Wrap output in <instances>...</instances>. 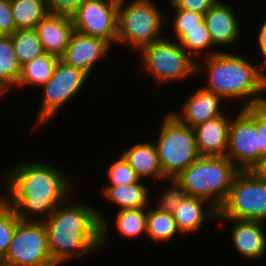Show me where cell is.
Returning a JSON list of instances; mask_svg holds the SVG:
<instances>
[{
  "label": "cell",
  "mask_w": 266,
  "mask_h": 266,
  "mask_svg": "<svg viewBox=\"0 0 266 266\" xmlns=\"http://www.w3.org/2000/svg\"><path fill=\"white\" fill-rule=\"evenodd\" d=\"M9 172L3 180L9 196L3 199L22 221H30L34 216H39L38 221L41 216L47 218L57 206L70 199L71 185L57 167L36 160L17 165Z\"/></svg>",
  "instance_id": "cell-1"
},
{
  "label": "cell",
  "mask_w": 266,
  "mask_h": 266,
  "mask_svg": "<svg viewBox=\"0 0 266 266\" xmlns=\"http://www.w3.org/2000/svg\"><path fill=\"white\" fill-rule=\"evenodd\" d=\"M67 203L57 206L47 218H41L55 266L72 256L82 257L99 250L108 233V224L101 212L80 203Z\"/></svg>",
  "instance_id": "cell-2"
},
{
  "label": "cell",
  "mask_w": 266,
  "mask_h": 266,
  "mask_svg": "<svg viewBox=\"0 0 266 266\" xmlns=\"http://www.w3.org/2000/svg\"><path fill=\"white\" fill-rule=\"evenodd\" d=\"M212 52V53H210ZM206 53L205 65L208 76L207 86L203 89L229 99H248L243 107L257 106L266 103V98L258 95L266 90V66L248 63L241 56L230 52L210 51ZM261 67V68H258Z\"/></svg>",
  "instance_id": "cell-3"
},
{
  "label": "cell",
  "mask_w": 266,
  "mask_h": 266,
  "mask_svg": "<svg viewBox=\"0 0 266 266\" xmlns=\"http://www.w3.org/2000/svg\"><path fill=\"white\" fill-rule=\"evenodd\" d=\"M240 169L227 156H199L175 180L187 196L208 201L219 209Z\"/></svg>",
  "instance_id": "cell-4"
},
{
  "label": "cell",
  "mask_w": 266,
  "mask_h": 266,
  "mask_svg": "<svg viewBox=\"0 0 266 266\" xmlns=\"http://www.w3.org/2000/svg\"><path fill=\"white\" fill-rule=\"evenodd\" d=\"M217 218L266 220V179L258 170H240L236 174Z\"/></svg>",
  "instance_id": "cell-5"
},
{
  "label": "cell",
  "mask_w": 266,
  "mask_h": 266,
  "mask_svg": "<svg viewBox=\"0 0 266 266\" xmlns=\"http://www.w3.org/2000/svg\"><path fill=\"white\" fill-rule=\"evenodd\" d=\"M155 144L163 175L174 179L199 156L193 128L179 122L171 113L163 117Z\"/></svg>",
  "instance_id": "cell-6"
},
{
  "label": "cell",
  "mask_w": 266,
  "mask_h": 266,
  "mask_svg": "<svg viewBox=\"0 0 266 266\" xmlns=\"http://www.w3.org/2000/svg\"><path fill=\"white\" fill-rule=\"evenodd\" d=\"M124 1L126 0H119L118 5L116 42H126L140 51L144 46L161 38V26L167 20L151 0H133L127 5H124Z\"/></svg>",
  "instance_id": "cell-7"
},
{
  "label": "cell",
  "mask_w": 266,
  "mask_h": 266,
  "mask_svg": "<svg viewBox=\"0 0 266 266\" xmlns=\"http://www.w3.org/2000/svg\"><path fill=\"white\" fill-rule=\"evenodd\" d=\"M142 69L158 85L179 81L203 69L177 41L160 38L140 50Z\"/></svg>",
  "instance_id": "cell-8"
},
{
  "label": "cell",
  "mask_w": 266,
  "mask_h": 266,
  "mask_svg": "<svg viewBox=\"0 0 266 266\" xmlns=\"http://www.w3.org/2000/svg\"><path fill=\"white\" fill-rule=\"evenodd\" d=\"M4 260L10 266H55L43 221H20Z\"/></svg>",
  "instance_id": "cell-9"
},
{
  "label": "cell",
  "mask_w": 266,
  "mask_h": 266,
  "mask_svg": "<svg viewBox=\"0 0 266 266\" xmlns=\"http://www.w3.org/2000/svg\"><path fill=\"white\" fill-rule=\"evenodd\" d=\"M88 77L83 70L69 66L59 59L53 75L42 85L43 100L35 128L54 118L63 105L83 88Z\"/></svg>",
  "instance_id": "cell-10"
},
{
  "label": "cell",
  "mask_w": 266,
  "mask_h": 266,
  "mask_svg": "<svg viewBox=\"0 0 266 266\" xmlns=\"http://www.w3.org/2000/svg\"><path fill=\"white\" fill-rule=\"evenodd\" d=\"M235 120L230 122L226 156L240 170H257L260 167V147L254 106L243 107Z\"/></svg>",
  "instance_id": "cell-11"
},
{
  "label": "cell",
  "mask_w": 266,
  "mask_h": 266,
  "mask_svg": "<svg viewBox=\"0 0 266 266\" xmlns=\"http://www.w3.org/2000/svg\"><path fill=\"white\" fill-rule=\"evenodd\" d=\"M118 5L119 0H84L71 16L75 31L115 43Z\"/></svg>",
  "instance_id": "cell-12"
},
{
  "label": "cell",
  "mask_w": 266,
  "mask_h": 266,
  "mask_svg": "<svg viewBox=\"0 0 266 266\" xmlns=\"http://www.w3.org/2000/svg\"><path fill=\"white\" fill-rule=\"evenodd\" d=\"M110 45L102 38L74 31L60 60L90 75L92 67L108 53Z\"/></svg>",
  "instance_id": "cell-13"
},
{
  "label": "cell",
  "mask_w": 266,
  "mask_h": 266,
  "mask_svg": "<svg viewBox=\"0 0 266 266\" xmlns=\"http://www.w3.org/2000/svg\"><path fill=\"white\" fill-rule=\"evenodd\" d=\"M222 97L202 87L184 102L181 114L170 112L179 122L191 128L224 115L220 109Z\"/></svg>",
  "instance_id": "cell-14"
},
{
  "label": "cell",
  "mask_w": 266,
  "mask_h": 266,
  "mask_svg": "<svg viewBox=\"0 0 266 266\" xmlns=\"http://www.w3.org/2000/svg\"><path fill=\"white\" fill-rule=\"evenodd\" d=\"M230 122L221 115L193 128L200 156H226Z\"/></svg>",
  "instance_id": "cell-15"
},
{
  "label": "cell",
  "mask_w": 266,
  "mask_h": 266,
  "mask_svg": "<svg viewBox=\"0 0 266 266\" xmlns=\"http://www.w3.org/2000/svg\"><path fill=\"white\" fill-rule=\"evenodd\" d=\"M230 5L218 0L205 14L204 22L214 46H229L239 39L240 26Z\"/></svg>",
  "instance_id": "cell-16"
},
{
  "label": "cell",
  "mask_w": 266,
  "mask_h": 266,
  "mask_svg": "<svg viewBox=\"0 0 266 266\" xmlns=\"http://www.w3.org/2000/svg\"><path fill=\"white\" fill-rule=\"evenodd\" d=\"M36 30L46 53L60 57L75 31L70 16L49 14L41 20Z\"/></svg>",
  "instance_id": "cell-17"
},
{
  "label": "cell",
  "mask_w": 266,
  "mask_h": 266,
  "mask_svg": "<svg viewBox=\"0 0 266 266\" xmlns=\"http://www.w3.org/2000/svg\"><path fill=\"white\" fill-rule=\"evenodd\" d=\"M229 220L234 222L231 235L235 249L249 260L262 258L266 253V233L261 228L263 222Z\"/></svg>",
  "instance_id": "cell-18"
},
{
  "label": "cell",
  "mask_w": 266,
  "mask_h": 266,
  "mask_svg": "<svg viewBox=\"0 0 266 266\" xmlns=\"http://www.w3.org/2000/svg\"><path fill=\"white\" fill-rule=\"evenodd\" d=\"M205 202L207 201L198 197L186 196L171 212L182 234L193 233L201 228L206 219L217 218L218 210L212 205L207 208L209 210H204Z\"/></svg>",
  "instance_id": "cell-19"
},
{
  "label": "cell",
  "mask_w": 266,
  "mask_h": 266,
  "mask_svg": "<svg viewBox=\"0 0 266 266\" xmlns=\"http://www.w3.org/2000/svg\"><path fill=\"white\" fill-rule=\"evenodd\" d=\"M122 156L141 180L148 177H152L155 181L167 179L163 175L155 144L136 143L126 149Z\"/></svg>",
  "instance_id": "cell-20"
},
{
  "label": "cell",
  "mask_w": 266,
  "mask_h": 266,
  "mask_svg": "<svg viewBox=\"0 0 266 266\" xmlns=\"http://www.w3.org/2000/svg\"><path fill=\"white\" fill-rule=\"evenodd\" d=\"M148 187L141 182V179L129 185H107L102 189L106 199L111 200L122 209L147 208L150 204L148 200Z\"/></svg>",
  "instance_id": "cell-21"
},
{
  "label": "cell",
  "mask_w": 266,
  "mask_h": 266,
  "mask_svg": "<svg viewBox=\"0 0 266 266\" xmlns=\"http://www.w3.org/2000/svg\"><path fill=\"white\" fill-rule=\"evenodd\" d=\"M59 59L56 55L46 53L23 64L17 86L44 85L53 75Z\"/></svg>",
  "instance_id": "cell-22"
},
{
  "label": "cell",
  "mask_w": 266,
  "mask_h": 266,
  "mask_svg": "<svg viewBox=\"0 0 266 266\" xmlns=\"http://www.w3.org/2000/svg\"><path fill=\"white\" fill-rule=\"evenodd\" d=\"M21 74L11 36L0 37V91L6 95L13 85L16 87ZM7 91V92H6Z\"/></svg>",
  "instance_id": "cell-23"
},
{
  "label": "cell",
  "mask_w": 266,
  "mask_h": 266,
  "mask_svg": "<svg viewBox=\"0 0 266 266\" xmlns=\"http://www.w3.org/2000/svg\"><path fill=\"white\" fill-rule=\"evenodd\" d=\"M16 29L36 28L48 15L45 0H11Z\"/></svg>",
  "instance_id": "cell-24"
},
{
  "label": "cell",
  "mask_w": 266,
  "mask_h": 266,
  "mask_svg": "<svg viewBox=\"0 0 266 266\" xmlns=\"http://www.w3.org/2000/svg\"><path fill=\"white\" fill-rule=\"evenodd\" d=\"M11 38L21 66L46 54L36 28L18 29L11 35Z\"/></svg>",
  "instance_id": "cell-25"
},
{
  "label": "cell",
  "mask_w": 266,
  "mask_h": 266,
  "mask_svg": "<svg viewBox=\"0 0 266 266\" xmlns=\"http://www.w3.org/2000/svg\"><path fill=\"white\" fill-rule=\"evenodd\" d=\"M180 233L172 213L147 209L146 236L157 242H166Z\"/></svg>",
  "instance_id": "cell-26"
},
{
  "label": "cell",
  "mask_w": 266,
  "mask_h": 266,
  "mask_svg": "<svg viewBox=\"0 0 266 266\" xmlns=\"http://www.w3.org/2000/svg\"><path fill=\"white\" fill-rule=\"evenodd\" d=\"M178 44L190 55L192 52L201 53L209 47H214L211 35L203 21L193 29H174Z\"/></svg>",
  "instance_id": "cell-27"
},
{
  "label": "cell",
  "mask_w": 266,
  "mask_h": 266,
  "mask_svg": "<svg viewBox=\"0 0 266 266\" xmlns=\"http://www.w3.org/2000/svg\"><path fill=\"white\" fill-rule=\"evenodd\" d=\"M145 209H119L116 215V228L119 232L130 238H135L143 233L146 235L147 210Z\"/></svg>",
  "instance_id": "cell-28"
},
{
  "label": "cell",
  "mask_w": 266,
  "mask_h": 266,
  "mask_svg": "<svg viewBox=\"0 0 266 266\" xmlns=\"http://www.w3.org/2000/svg\"><path fill=\"white\" fill-rule=\"evenodd\" d=\"M20 221L15 209L0 198V260H4Z\"/></svg>",
  "instance_id": "cell-29"
},
{
  "label": "cell",
  "mask_w": 266,
  "mask_h": 266,
  "mask_svg": "<svg viewBox=\"0 0 266 266\" xmlns=\"http://www.w3.org/2000/svg\"><path fill=\"white\" fill-rule=\"evenodd\" d=\"M108 176L111 181V184L108 185L115 186L134 184L140 180L122 155L111 164L108 170Z\"/></svg>",
  "instance_id": "cell-30"
},
{
  "label": "cell",
  "mask_w": 266,
  "mask_h": 266,
  "mask_svg": "<svg viewBox=\"0 0 266 266\" xmlns=\"http://www.w3.org/2000/svg\"><path fill=\"white\" fill-rule=\"evenodd\" d=\"M172 184L168 187L158 200L156 209L163 212H172L187 196L182 186L174 179H170Z\"/></svg>",
  "instance_id": "cell-31"
},
{
  "label": "cell",
  "mask_w": 266,
  "mask_h": 266,
  "mask_svg": "<svg viewBox=\"0 0 266 266\" xmlns=\"http://www.w3.org/2000/svg\"><path fill=\"white\" fill-rule=\"evenodd\" d=\"M169 4L176 10L173 18V29H193L199 27L204 21L203 14L176 8L170 1Z\"/></svg>",
  "instance_id": "cell-32"
},
{
  "label": "cell",
  "mask_w": 266,
  "mask_h": 266,
  "mask_svg": "<svg viewBox=\"0 0 266 266\" xmlns=\"http://www.w3.org/2000/svg\"><path fill=\"white\" fill-rule=\"evenodd\" d=\"M254 123L259 140L261 166L266 160V103L254 106Z\"/></svg>",
  "instance_id": "cell-33"
},
{
  "label": "cell",
  "mask_w": 266,
  "mask_h": 266,
  "mask_svg": "<svg viewBox=\"0 0 266 266\" xmlns=\"http://www.w3.org/2000/svg\"><path fill=\"white\" fill-rule=\"evenodd\" d=\"M12 16L11 0H0V33L11 36L16 31Z\"/></svg>",
  "instance_id": "cell-34"
},
{
  "label": "cell",
  "mask_w": 266,
  "mask_h": 266,
  "mask_svg": "<svg viewBox=\"0 0 266 266\" xmlns=\"http://www.w3.org/2000/svg\"><path fill=\"white\" fill-rule=\"evenodd\" d=\"M84 0H45L49 14L72 16Z\"/></svg>",
  "instance_id": "cell-35"
},
{
  "label": "cell",
  "mask_w": 266,
  "mask_h": 266,
  "mask_svg": "<svg viewBox=\"0 0 266 266\" xmlns=\"http://www.w3.org/2000/svg\"><path fill=\"white\" fill-rule=\"evenodd\" d=\"M218 0H170L179 9L205 14Z\"/></svg>",
  "instance_id": "cell-36"
},
{
  "label": "cell",
  "mask_w": 266,
  "mask_h": 266,
  "mask_svg": "<svg viewBox=\"0 0 266 266\" xmlns=\"http://www.w3.org/2000/svg\"><path fill=\"white\" fill-rule=\"evenodd\" d=\"M257 38H258L257 40L259 44V49L262 55L266 58V18L264 19L262 25L260 26ZM263 64L266 66V59Z\"/></svg>",
  "instance_id": "cell-37"
},
{
  "label": "cell",
  "mask_w": 266,
  "mask_h": 266,
  "mask_svg": "<svg viewBox=\"0 0 266 266\" xmlns=\"http://www.w3.org/2000/svg\"><path fill=\"white\" fill-rule=\"evenodd\" d=\"M257 170L266 179V160H265V162Z\"/></svg>",
  "instance_id": "cell-38"
},
{
  "label": "cell",
  "mask_w": 266,
  "mask_h": 266,
  "mask_svg": "<svg viewBox=\"0 0 266 266\" xmlns=\"http://www.w3.org/2000/svg\"><path fill=\"white\" fill-rule=\"evenodd\" d=\"M0 266H10L5 260H0Z\"/></svg>",
  "instance_id": "cell-39"
},
{
  "label": "cell",
  "mask_w": 266,
  "mask_h": 266,
  "mask_svg": "<svg viewBox=\"0 0 266 266\" xmlns=\"http://www.w3.org/2000/svg\"><path fill=\"white\" fill-rule=\"evenodd\" d=\"M4 96V94L0 91V99Z\"/></svg>",
  "instance_id": "cell-40"
}]
</instances>
